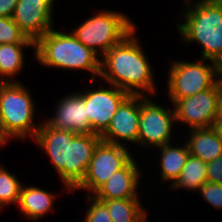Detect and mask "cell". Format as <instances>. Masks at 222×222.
Masks as SVG:
<instances>
[{
    "label": "cell",
    "instance_id": "cell-12",
    "mask_svg": "<svg viewBox=\"0 0 222 222\" xmlns=\"http://www.w3.org/2000/svg\"><path fill=\"white\" fill-rule=\"evenodd\" d=\"M139 119L140 95H128L119 105L110 121L109 127L101 135V140L130 149L134 145L137 148ZM130 143L134 145L129 146Z\"/></svg>",
    "mask_w": 222,
    "mask_h": 222
},
{
    "label": "cell",
    "instance_id": "cell-8",
    "mask_svg": "<svg viewBox=\"0 0 222 222\" xmlns=\"http://www.w3.org/2000/svg\"><path fill=\"white\" fill-rule=\"evenodd\" d=\"M137 147L154 148L175 142L177 129L173 105L164 107L152 96L140 95V119ZM174 127H176L174 129ZM175 130V131H174Z\"/></svg>",
    "mask_w": 222,
    "mask_h": 222
},
{
    "label": "cell",
    "instance_id": "cell-13",
    "mask_svg": "<svg viewBox=\"0 0 222 222\" xmlns=\"http://www.w3.org/2000/svg\"><path fill=\"white\" fill-rule=\"evenodd\" d=\"M55 1L18 0L12 19L27 38L36 42L55 26Z\"/></svg>",
    "mask_w": 222,
    "mask_h": 222
},
{
    "label": "cell",
    "instance_id": "cell-4",
    "mask_svg": "<svg viewBox=\"0 0 222 222\" xmlns=\"http://www.w3.org/2000/svg\"><path fill=\"white\" fill-rule=\"evenodd\" d=\"M68 32V33H66ZM42 68L88 72L90 80L100 77L101 58L83 45L71 31L55 27L35 42V57Z\"/></svg>",
    "mask_w": 222,
    "mask_h": 222
},
{
    "label": "cell",
    "instance_id": "cell-2",
    "mask_svg": "<svg viewBox=\"0 0 222 222\" xmlns=\"http://www.w3.org/2000/svg\"><path fill=\"white\" fill-rule=\"evenodd\" d=\"M137 27L100 60V79L129 95L158 94L153 65L137 37Z\"/></svg>",
    "mask_w": 222,
    "mask_h": 222
},
{
    "label": "cell",
    "instance_id": "cell-17",
    "mask_svg": "<svg viewBox=\"0 0 222 222\" xmlns=\"http://www.w3.org/2000/svg\"><path fill=\"white\" fill-rule=\"evenodd\" d=\"M58 199L55 191L52 193L37 185L24 184L21 187L20 198L17 207L23 219L36 222L46 217Z\"/></svg>",
    "mask_w": 222,
    "mask_h": 222
},
{
    "label": "cell",
    "instance_id": "cell-20",
    "mask_svg": "<svg viewBox=\"0 0 222 222\" xmlns=\"http://www.w3.org/2000/svg\"><path fill=\"white\" fill-rule=\"evenodd\" d=\"M99 201L107 207L112 222H150L148 209L143 205V199Z\"/></svg>",
    "mask_w": 222,
    "mask_h": 222
},
{
    "label": "cell",
    "instance_id": "cell-24",
    "mask_svg": "<svg viewBox=\"0 0 222 222\" xmlns=\"http://www.w3.org/2000/svg\"><path fill=\"white\" fill-rule=\"evenodd\" d=\"M87 207L82 222H112L107 207L92 195H85Z\"/></svg>",
    "mask_w": 222,
    "mask_h": 222
},
{
    "label": "cell",
    "instance_id": "cell-30",
    "mask_svg": "<svg viewBox=\"0 0 222 222\" xmlns=\"http://www.w3.org/2000/svg\"><path fill=\"white\" fill-rule=\"evenodd\" d=\"M9 144V142L2 136V134H1V132H0V148L2 149V147H3V149H4V145H6V147H7V145Z\"/></svg>",
    "mask_w": 222,
    "mask_h": 222
},
{
    "label": "cell",
    "instance_id": "cell-9",
    "mask_svg": "<svg viewBox=\"0 0 222 222\" xmlns=\"http://www.w3.org/2000/svg\"><path fill=\"white\" fill-rule=\"evenodd\" d=\"M134 156L130 148L101 140L94 150L84 179L72 191L71 195L78 191H83V193H86L85 195H93Z\"/></svg>",
    "mask_w": 222,
    "mask_h": 222
},
{
    "label": "cell",
    "instance_id": "cell-31",
    "mask_svg": "<svg viewBox=\"0 0 222 222\" xmlns=\"http://www.w3.org/2000/svg\"><path fill=\"white\" fill-rule=\"evenodd\" d=\"M192 1H196V0H182V3L186 4V3H189V2H192Z\"/></svg>",
    "mask_w": 222,
    "mask_h": 222
},
{
    "label": "cell",
    "instance_id": "cell-15",
    "mask_svg": "<svg viewBox=\"0 0 222 222\" xmlns=\"http://www.w3.org/2000/svg\"><path fill=\"white\" fill-rule=\"evenodd\" d=\"M135 156L120 170L114 173L92 196L97 200L141 199L140 186L143 172L139 157ZM136 157V158H135ZM138 158V160H137ZM139 161V162H138Z\"/></svg>",
    "mask_w": 222,
    "mask_h": 222
},
{
    "label": "cell",
    "instance_id": "cell-1",
    "mask_svg": "<svg viewBox=\"0 0 222 222\" xmlns=\"http://www.w3.org/2000/svg\"><path fill=\"white\" fill-rule=\"evenodd\" d=\"M47 155L64 191L68 194L82 182L101 136L76 134L48 126L43 120L32 140Z\"/></svg>",
    "mask_w": 222,
    "mask_h": 222
},
{
    "label": "cell",
    "instance_id": "cell-29",
    "mask_svg": "<svg viewBox=\"0 0 222 222\" xmlns=\"http://www.w3.org/2000/svg\"><path fill=\"white\" fill-rule=\"evenodd\" d=\"M212 128L216 134L222 139V117L217 116L214 120Z\"/></svg>",
    "mask_w": 222,
    "mask_h": 222
},
{
    "label": "cell",
    "instance_id": "cell-7",
    "mask_svg": "<svg viewBox=\"0 0 222 222\" xmlns=\"http://www.w3.org/2000/svg\"><path fill=\"white\" fill-rule=\"evenodd\" d=\"M206 61H209L207 63ZM206 62V63H205ZM165 91L169 103L212 88L222 75V66L212 60H170Z\"/></svg>",
    "mask_w": 222,
    "mask_h": 222
},
{
    "label": "cell",
    "instance_id": "cell-23",
    "mask_svg": "<svg viewBox=\"0 0 222 222\" xmlns=\"http://www.w3.org/2000/svg\"><path fill=\"white\" fill-rule=\"evenodd\" d=\"M35 43L27 38L12 18L0 16V44Z\"/></svg>",
    "mask_w": 222,
    "mask_h": 222
},
{
    "label": "cell",
    "instance_id": "cell-14",
    "mask_svg": "<svg viewBox=\"0 0 222 222\" xmlns=\"http://www.w3.org/2000/svg\"><path fill=\"white\" fill-rule=\"evenodd\" d=\"M80 90L63 94V97L59 98L54 105L52 116H46L43 121L48 126L59 130H69L76 134H93Z\"/></svg>",
    "mask_w": 222,
    "mask_h": 222
},
{
    "label": "cell",
    "instance_id": "cell-26",
    "mask_svg": "<svg viewBox=\"0 0 222 222\" xmlns=\"http://www.w3.org/2000/svg\"><path fill=\"white\" fill-rule=\"evenodd\" d=\"M207 182L222 184V154L217 159L207 163Z\"/></svg>",
    "mask_w": 222,
    "mask_h": 222
},
{
    "label": "cell",
    "instance_id": "cell-27",
    "mask_svg": "<svg viewBox=\"0 0 222 222\" xmlns=\"http://www.w3.org/2000/svg\"><path fill=\"white\" fill-rule=\"evenodd\" d=\"M18 0H0V16L12 18Z\"/></svg>",
    "mask_w": 222,
    "mask_h": 222
},
{
    "label": "cell",
    "instance_id": "cell-5",
    "mask_svg": "<svg viewBox=\"0 0 222 222\" xmlns=\"http://www.w3.org/2000/svg\"><path fill=\"white\" fill-rule=\"evenodd\" d=\"M33 96L22 80L0 82V132L9 143L36 136L42 120L35 122L39 107Z\"/></svg>",
    "mask_w": 222,
    "mask_h": 222
},
{
    "label": "cell",
    "instance_id": "cell-16",
    "mask_svg": "<svg viewBox=\"0 0 222 222\" xmlns=\"http://www.w3.org/2000/svg\"><path fill=\"white\" fill-rule=\"evenodd\" d=\"M183 139L184 138L180 139L179 141L181 142L182 140L183 143H177L175 140V142L165 144L156 148L155 150H152V152H156V150H159L160 152V155L157 152L155 153V160H157L158 163H154L153 166L155 168L156 164V168H158L157 172L160 171L159 184L166 183V185H169L167 187H170L181 174V171L190 154L187 143Z\"/></svg>",
    "mask_w": 222,
    "mask_h": 222
},
{
    "label": "cell",
    "instance_id": "cell-21",
    "mask_svg": "<svg viewBox=\"0 0 222 222\" xmlns=\"http://www.w3.org/2000/svg\"><path fill=\"white\" fill-rule=\"evenodd\" d=\"M207 182V163L189 154L181 174L168 188L185 192H197Z\"/></svg>",
    "mask_w": 222,
    "mask_h": 222
},
{
    "label": "cell",
    "instance_id": "cell-6",
    "mask_svg": "<svg viewBox=\"0 0 222 222\" xmlns=\"http://www.w3.org/2000/svg\"><path fill=\"white\" fill-rule=\"evenodd\" d=\"M87 18L70 30L83 45L100 58L138 27L129 15L120 10L100 9Z\"/></svg>",
    "mask_w": 222,
    "mask_h": 222
},
{
    "label": "cell",
    "instance_id": "cell-28",
    "mask_svg": "<svg viewBox=\"0 0 222 222\" xmlns=\"http://www.w3.org/2000/svg\"><path fill=\"white\" fill-rule=\"evenodd\" d=\"M218 86H219V95H218L217 116L222 117V75L218 80Z\"/></svg>",
    "mask_w": 222,
    "mask_h": 222
},
{
    "label": "cell",
    "instance_id": "cell-18",
    "mask_svg": "<svg viewBox=\"0 0 222 222\" xmlns=\"http://www.w3.org/2000/svg\"><path fill=\"white\" fill-rule=\"evenodd\" d=\"M185 134H188V137ZM183 135L181 136L186 139L184 141L190 154L205 163L212 162L222 154V139L212 127L185 130Z\"/></svg>",
    "mask_w": 222,
    "mask_h": 222
},
{
    "label": "cell",
    "instance_id": "cell-11",
    "mask_svg": "<svg viewBox=\"0 0 222 222\" xmlns=\"http://www.w3.org/2000/svg\"><path fill=\"white\" fill-rule=\"evenodd\" d=\"M218 95L217 82L212 88L176 100L172 105L177 128L181 124L187 130L212 127L217 117Z\"/></svg>",
    "mask_w": 222,
    "mask_h": 222
},
{
    "label": "cell",
    "instance_id": "cell-19",
    "mask_svg": "<svg viewBox=\"0 0 222 222\" xmlns=\"http://www.w3.org/2000/svg\"><path fill=\"white\" fill-rule=\"evenodd\" d=\"M27 48L32 49L35 57V43L0 44V82H19L16 76L25 69Z\"/></svg>",
    "mask_w": 222,
    "mask_h": 222
},
{
    "label": "cell",
    "instance_id": "cell-22",
    "mask_svg": "<svg viewBox=\"0 0 222 222\" xmlns=\"http://www.w3.org/2000/svg\"><path fill=\"white\" fill-rule=\"evenodd\" d=\"M22 182L17 175L6 168V165L0 163V212L5 207L18 205Z\"/></svg>",
    "mask_w": 222,
    "mask_h": 222
},
{
    "label": "cell",
    "instance_id": "cell-10",
    "mask_svg": "<svg viewBox=\"0 0 222 222\" xmlns=\"http://www.w3.org/2000/svg\"><path fill=\"white\" fill-rule=\"evenodd\" d=\"M97 80H90L92 86L89 85V89L87 86L85 90L80 91V94L84 97L90 127L95 134L101 136L109 127L119 105L129 94L114 85L108 86L105 82L101 84ZM97 82L99 85L96 84ZM96 85L97 88H95Z\"/></svg>",
    "mask_w": 222,
    "mask_h": 222
},
{
    "label": "cell",
    "instance_id": "cell-25",
    "mask_svg": "<svg viewBox=\"0 0 222 222\" xmlns=\"http://www.w3.org/2000/svg\"><path fill=\"white\" fill-rule=\"evenodd\" d=\"M203 197L204 202L215 210L222 211V184L205 182L197 191Z\"/></svg>",
    "mask_w": 222,
    "mask_h": 222
},
{
    "label": "cell",
    "instance_id": "cell-3",
    "mask_svg": "<svg viewBox=\"0 0 222 222\" xmlns=\"http://www.w3.org/2000/svg\"><path fill=\"white\" fill-rule=\"evenodd\" d=\"M176 28L182 43L201 46L199 58L222 66V0H196L181 4Z\"/></svg>",
    "mask_w": 222,
    "mask_h": 222
}]
</instances>
